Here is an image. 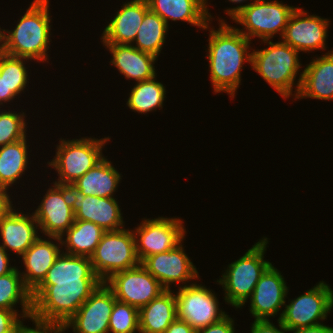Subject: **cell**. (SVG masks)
Here are the masks:
<instances>
[{"label":"cell","mask_w":333,"mask_h":333,"mask_svg":"<svg viewBox=\"0 0 333 333\" xmlns=\"http://www.w3.org/2000/svg\"><path fill=\"white\" fill-rule=\"evenodd\" d=\"M222 20L219 29L211 28L209 34L210 78L215 93L225 92L234 98L241 82L242 66L252 61V53L248 52L251 40Z\"/></svg>","instance_id":"obj_1"},{"label":"cell","mask_w":333,"mask_h":333,"mask_svg":"<svg viewBox=\"0 0 333 333\" xmlns=\"http://www.w3.org/2000/svg\"><path fill=\"white\" fill-rule=\"evenodd\" d=\"M48 9L49 0H33L15 29H0V50L16 57L46 61L51 35Z\"/></svg>","instance_id":"obj_2"},{"label":"cell","mask_w":333,"mask_h":333,"mask_svg":"<svg viewBox=\"0 0 333 333\" xmlns=\"http://www.w3.org/2000/svg\"><path fill=\"white\" fill-rule=\"evenodd\" d=\"M102 283L100 279L41 282L32 292V315L41 321L67 322Z\"/></svg>","instance_id":"obj_3"},{"label":"cell","mask_w":333,"mask_h":333,"mask_svg":"<svg viewBox=\"0 0 333 333\" xmlns=\"http://www.w3.org/2000/svg\"><path fill=\"white\" fill-rule=\"evenodd\" d=\"M267 243V238L259 240L242 257L229 264L222 278L217 280L224 287L225 302L236 309L243 307L261 275L272 264L264 260Z\"/></svg>","instance_id":"obj_4"},{"label":"cell","mask_w":333,"mask_h":333,"mask_svg":"<svg viewBox=\"0 0 333 333\" xmlns=\"http://www.w3.org/2000/svg\"><path fill=\"white\" fill-rule=\"evenodd\" d=\"M296 8L275 0H254L246 5L229 8L226 12L233 21L245 27L246 30L236 28L241 34L249 40L258 37L263 41L273 38L279 31L282 37Z\"/></svg>","instance_id":"obj_5"},{"label":"cell","mask_w":333,"mask_h":333,"mask_svg":"<svg viewBox=\"0 0 333 333\" xmlns=\"http://www.w3.org/2000/svg\"><path fill=\"white\" fill-rule=\"evenodd\" d=\"M263 42L268 43L269 47L251 52V66L280 96L289 98L293 95L294 81L302 67L298 59L299 52L283 41Z\"/></svg>","instance_id":"obj_6"},{"label":"cell","mask_w":333,"mask_h":333,"mask_svg":"<svg viewBox=\"0 0 333 333\" xmlns=\"http://www.w3.org/2000/svg\"><path fill=\"white\" fill-rule=\"evenodd\" d=\"M109 137L102 139L80 138L60 140L55 157L48 165L56 169L59 178L58 185H71L93 168L104 156L102 148Z\"/></svg>","instance_id":"obj_7"},{"label":"cell","mask_w":333,"mask_h":333,"mask_svg":"<svg viewBox=\"0 0 333 333\" xmlns=\"http://www.w3.org/2000/svg\"><path fill=\"white\" fill-rule=\"evenodd\" d=\"M90 260L95 274L102 282L116 272L138 266L140 261L136 254L133 230L105 232Z\"/></svg>","instance_id":"obj_8"},{"label":"cell","mask_w":333,"mask_h":333,"mask_svg":"<svg viewBox=\"0 0 333 333\" xmlns=\"http://www.w3.org/2000/svg\"><path fill=\"white\" fill-rule=\"evenodd\" d=\"M285 309L278 320L288 330L311 327L321 324L333 307V291L324 281L306 291L290 304H285Z\"/></svg>","instance_id":"obj_9"},{"label":"cell","mask_w":333,"mask_h":333,"mask_svg":"<svg viewBox=\"0 0 333 333\" xmlns=\"http://www.w3.org/2000/svg\"><path fill=\"white\" fill-rule=\"evenodd\" d=\"M177 319L187 322L198 331L217 323L227 314L219 309V302L210 289L192 283L182 285L175 294Z\"/></svg>","instance_id":"obj_10"},{"label":"cell","mask_w":333,"mask_h":333,"mask_svg":"<svg viewBox=\"0 0 333 333\" xmlns=\"http://www.w3.org/2000/svg\"><path fill=\"white\" fill-rule=\"evenodd\" d=\"M133 233L136 254L141 263L146 257L175 248L184 240L186 231L181 219L158 217L144 219Z\"/></svg>","instance_id":"obj_11"},{"label":"cell","mask_w":333,"mask_h":333,"mask_svg":"<svg viewBox=\"0 0 333 333\" xmlns=\"http://www.w3.org/2000/svg\"><path fill=\"white\" fill-rule=\"evenodd\" d=\"M104 283L113 291L117 300L138 309L165 291L141 263L134 268L114 273Z\"/></svg>","instance_id":"obj_12"},{"label":"cell","mask_w":333,"mask_h":333,"mask_svg":"<svg viewBox=\"0 0 333 333\" xmlns=\"http://www.w3.org/2000/svg\"><path fill=\"white\" fill-rule=\"evenodd\" d=\"M47 190L41 204L33 213L39 229L48 237L62 238L73 225L75 214L72 211L68 185L53 184Z\"/></svg>","instance_id":"obj_13"},{"label":"cell","mask_w":333,"mask_h":333,"mask_svg":"<svg viewBox=\"0 0 333 333\" xmlns=\"http://www.w3.org/2000/svg\"><path fill=\"white\" fill-rule=\"evenodd\" d=\"M113 291L102 282L78 311L65 322L74 333H109V318L115 303Z\"/></svg>","instance_id":"obj_14"},{"label":"cell","mask_w":333,"mask_h":333,"mask_svg":"<svg viewBox=\"0 0 333 333\" xmlns=\"http://www.w3.org/2000/svg\"><path fill=\"white\" fill-rule=\"evenodd\" d=\"M68 192L75 220L91 221L106 232L123 229L124 221L116 198L84 196L72 185H68Z\"/></svg>","instance_id":"obj_15"},{"label":"cell","mask_w":333,"mask_h":333,"mask_svg":"<svg viewBox=\"0 0 333 333\" xmlns=\"http://www.w3.org/2000/svg\"><path fill=\"white\" fill-rule=\"evenodd\" d=\"M329 19L308 15L297 7L289 18L282 41L298 52L325 50Z\"/></svg>","instance_id":"obj_16"},{"label":"cell","mask_w":333,"mask_h":333,"mask_svg":"<svg viewBox=\"0 0 333 333\" xmlns=\"http://www.w3.org/2000/svg\"><path fill=\"white\" fill-rule=\"evenodd\" d=\"M182 243L175 248L146 257L142 266L151 273L165 290H171L170 284L184 283L193 279H199L198 271L191 259L184 252Z\"/></svg>","instance_id":"obj_17"},{"label":"cell","mask_w":333,"mask_h":333,"mask_svg":"<svg viewBox=\"0 0 333 333\" xmlns=\"http://www.w3.org/2000/svg\"><path fill=\"white\" fill-rule=\"evenodd\" d=\"M272 264L257 282L250 299V313L255 320H269L285 305L288 287L285 278Z\"/></svg>","instance_id":"obj_18"},{"label":"cell","mask_w":333,"mask_h":333,"mask_svg":"<svg viewBox=\"0 0 333 333\" xmlns=\"http://www.w3.org/2000/svg\"><path fill=\"white\" fill-rule=\"evenodd\" d=\"M297 81L294 98L333 99V51L313 59Z\"/></svg>","instance_id":"obj_19"},{"label":"cell","mask_w":333,"mask_h":333,"mask_svg":"<svg viewBox=\"0 0 333 333\" xmlns=\"http://www.w3.org/2000/svg\"><path fill=\"white\" fill-rule=\"evenodd\" d=\"M148 11L149 6L146 0H131L124 3L104 28L101 37L103 44L131 45L132 42L134 43L139 27Z\"/></svg>","instance_id":"obj_20"},{"label":"cell","mask_w":333,"mask_h":333,"mask_svg":"<svg viewBox=\"0 0 333 333\" xmlns=\"http://www.w3.org/2000/svg\"><path fill=\"white\" fill-rule=\"evenodd\" d=\"M37 227L39 225L33 214L24 215L11 207L0 219L1 246L6 251L10 249L22 256L39 238Z\"/></svg>","instance_id":"obj_21"},{"label":"cell","mask_w":333,"mask_h":333,"mask_svg":"<svg viewBox=\"0 0 333 333\" xmlns=\"http://www.w3.org/2000/svg\"><path fill=\"white\" fill-rule=\"evenodd\" d=\"M60 242L58 245L53 241L39 237L22 255L25 272L21 273L24 285L32 292L46 277L48 270L53 266L57 257L61 254V239L49 237Z\"/></svg>","instance_id":"obj_22"},{"label":"cell","mask_w":333,"mask_h":333,"mask_svg":"<svg viewBox=\"0 0 333 333\" xmlns=\"http://www.w3.org/2000/svg\"><path fill=\"white\" fill-rule=\"evenodd\" d=\"M112 54L111 62L127 79L137 82L154 78L157 57L138 50L133 45L103 44Z\"/></svg>","instance_id":"obj_23"},{"label":"cell","mask_w":333,"mask_h":333,"mask_svg":"<svg viewBox=\"0 0 333 333\" xmlns=\"http://www.w3.org/2000/svg\"><path fill=\"white\" fill-rule=\"evenodd\" d=\"M149 10L158 14L166 23L184 21L202 29L209 28L211 15L208 13L207 0H146ZM170 19V20H169Z\"/></svg>","instance_id":"obj_24"},{"label":"cell","mask_w":333,"mask_h":333,"mask_svg":"<svg viewBox=\"0 0 333 333\" xmlns=\"http://www.w3.org/2000/svg\"><path fill=\"white\" fill-rule=\"evenodd\" d=\"M176 318L175 294L165 290L139 309V333H164Z\"/></svg>","instance_id":"obj_25"},{"label":"cell","mask_w":333,"mask_h":333,"mask_svg":"<svg viewBox=\"0 0 333 333\" xmlns=\"http://www.w3.org/2000/svg\"><path fill=\"white\" fill-rule=\"evenodd\" d=\"M120 175L111 161L104 157L71 185L81 191L84 196L113 198V192L117 190L121 179Z\"/></svg>","instance_id":"obj_26"},{"label":"cell","mask_w":333,"mask_h":333,"mask_svg":"<svg viewBox=\"0 0 333 333\" xmlns=\"http://www.w3.org/2000/svg\"><path fill=\"white\" fill-rule=\"evenodd\" d=\"M105 232L91 221L75 220L62 236L66 235L65 241L60 238L61 245L66 247L64 253L90 258Z\"/></svg>","instance_id":"obj_27"},{"label":"cell","mask_w":333,"mask_h":333,"mask_svg":"<svg viewBox=\"0 0 333 333\" xmlns=\"http://www.w3.org/2000/svg\"><path fill=\"white\" fill-rule=\"evenodd\" d=\"M80 279H99L89 257L64 253L57 257L42 282H68Z\"/></svg>","instance_id":"obj_28"},{"label":"cell","mask_w":333,"mask_h":333,"mask_svg":"<svg viewBox=\"0 0 333 333\" xmlns=\"http://www.w3.org/2000/svg\"><path fill=\"white\" fill-rule=\"evenodd\" d=\"M26 140L0 147V188L7 190L24 174L28 164Z\"/></svg>","instance_id":"obj_29"},{"label":"cell","mask_w":333,"mask_h":333,"mask_svg":"<svg viewBox=\"0 0 333 333\" xmlns=\"http://www.w3.org/2000/svg\"><path fill=\"white\" fill-rule=\"evenodd\" d=\"M18 270L15 268L12 272L0 276V309L14 310L13 307L20 301V317L26 319L32 315V297Z\"/></svg>","instance_id":"obj_30"},{"label":"cell","mask_w":333,"mask_h":333,"mask_svg":"<svg viewBox=\"0 0 333 333\" xmlns=\"http://www.w3.org/2000/svg\"><path fill=\"white\" fill-rule=\"evenodd\" d=\"M168 26L158 14L149 10L145 14L136 34L134 39L136 45L134 47L158 57L165 43Z\"/></svg>","instance_id":"obj_31"},{"label":"cell","mask_w":333,"mask_h":333,"mask_svg":"<svg viewBox=\"0 0 333 333\" xmlns=\"http://www.w3.org/2000/svg\"><path fill=\"white\" fill-rule=\"evenodd\" d=\"M156 77L137 82L130 91L127 106L130 110L139 113L156 111V108H162L165 99L166 89L161 82L155 80Z\"/></svg>","instance_id":"obj_32"},{"label":"cell","mask_w":333,"mask_h":333,"mask_svg":"<svg viewBox=\"0 0 333 333\" xmlns=\"http://www.w3.org/2000/svg\"><path fill=\"white\" fill-rule=\"evenodd\" d=\"M27 58L16 57L0 50V76L7 84V93L18 96L26 88L28 73L25 67Z\"/></svg>","instance_id":"obj_33"},{"label":"cell","mask_w":333,"mask_h":333,"mask_svg":"<svg viewBox=\"0 0 333 333\" xmlns=\"http://www.w3.org/2000/svg\"><path fill=\"white\" fill-rule=\"evenodd\" d=\"M109 331L112 333L139 332V309L116 299L109 318Z\"/></svg>","instance_id":"obj_34"},{"label":"cell","mask_w":333,"mask_h":333,"mask_svg":"<svg viewBox=\"0 0 333 333\" xmlns=\"http://www.w3.org/2000/svg\"><path fill=\"white\" fill-rule=\"evenodd\" d=\"M24 112H3L0 115V147L26 138Z\"/></svg>","instance_id":"obj_35"},{"label":"cell","mask_w":333,"mask_h":333,"mask_svg":"<svg viewBox=\"0 0 333 333\" xmlns=\"http://www.w3.org/2000/svg\"><path fill=\"white\" fill-rule=\"evenodd\" d=\"M35 323V328L27 327L23 325L21 321L17 333H63L67 330L65 323L52 322V321H41L34 317H30Z\"/></svg>","instance_id":"obj_36"},{"label":"cell","mask_w":333,"mask_h":333,"mask_svg":"<svg viewBox=\"0 0 333 333\" xmlns=\"http://www.w3.org/2000/svg\"><path fill=\"white\" fill-rule=\"evenodd\" d=\"M19 316L17 310L0 309V333H17Z\"/></svg>","instance_id":"obj_37"},{"label":"cell","mask_w":333,"mask_h":333,"mask_svg":"<svg viewBox=\"0 0 333 333\" xmlns=\"http://www.w3.org/2000/svg\"><path fill=\"white\" fill-rule=\"evenodd\" d=\"M197 333H235L234 321L227 315L217 323L198 330Z\"/></svg>","instance_id":"obj_38"},{"label":"cell","mask_w":333,"mask_h":333,"mask_svg":"<svg viewBox=\"0 0 333 333\" xmlns=\"http://www.w3.org/2000/svg\"><path fill=\"white\" fill-rule=\"evenodd\" d=\"M278 321L279 328L275 327L269 320H255L251 326V333H285L289 332L283 324Z\"/></svg>","instance_id":"obj_39"},{"label":"cell","mask_w":333,"mask_h":333,"mask_svg":"<svg viewBox=\"0 0 333 333\" xmlns=\"http://www.w3.org/2000/svg\"><path fill=\"white\" fill-rule=\"evenodd\" d=\"M164 333H197L187 322L175 319Z\"/></svg>","instance_id":"obj_40"},{"label":"cell","mask_w":333,"mask_h":333,"mask_svg":"<svg viewBox=\"0 0 333 333\" xmlns=\"http://www.w3.org/2000/svg\"><path fill=\"white\" fill-rule=\"evenodd\" d=\"M8 251L1 246L0 244V276L6 275L12 272L16 267L9 266V256Z\"/></svg>","instance_id":"obj_41"},{"label":"cell","mask_w":333,"mask_h":333,"mask_svg":"<svg viewBox=\"0 0 333 333\" xmlns=\"http://www.w3.org/2000/svg\"><path fill=\"white\" fill-rule=\"evenodd\" d=\"M289 332H293V333H333V328L323 325V323H322V324H319L316 326L297 328V329H294Z\"/></svg>","instance_id":"obj_42"},{"label":"cell","mask_w":333,"mask_h":333,"mask_svg":"<svg viewBox=\"0 0 333 333\" xmlns=\"http://www.w3.org/2000/svg\"><path fill=\"white\" fill-rule=\"evenodd\" d=\"M13 206L7 191L0 188V219L8 212Z\"/></svg>","instance_id":"obj_43"},{"label":"cell","mask_w":333,"mask_h":333,"mask_svg":"<svg viewBox=\"0 0 333 333\" xmlns=\"http://www.w3.org/2000/svg\"><path fill=\"white\" fill-rule=\"evenodd\" d=\"M15 95L13 93H7V84L5 83V80L3 77L0 76V105H3V102H9L10 100H13Z\"/></svg>","instance_id":"obj_44"},{"label":"cell","mask_w":333,"mask_h":333,"mask_svg":"<svg viewBox=\"0 0 333 333\" xmlns=\"http://www.w3.org/2000/svg\"><path fill=\"white\" fill-rule=\"evenodd\" d=\"M229 1H231V2H233V3H241V2H244V1H246V0H229Z\"/></svg>","instance_id":"obj_45"}]
</instances>
